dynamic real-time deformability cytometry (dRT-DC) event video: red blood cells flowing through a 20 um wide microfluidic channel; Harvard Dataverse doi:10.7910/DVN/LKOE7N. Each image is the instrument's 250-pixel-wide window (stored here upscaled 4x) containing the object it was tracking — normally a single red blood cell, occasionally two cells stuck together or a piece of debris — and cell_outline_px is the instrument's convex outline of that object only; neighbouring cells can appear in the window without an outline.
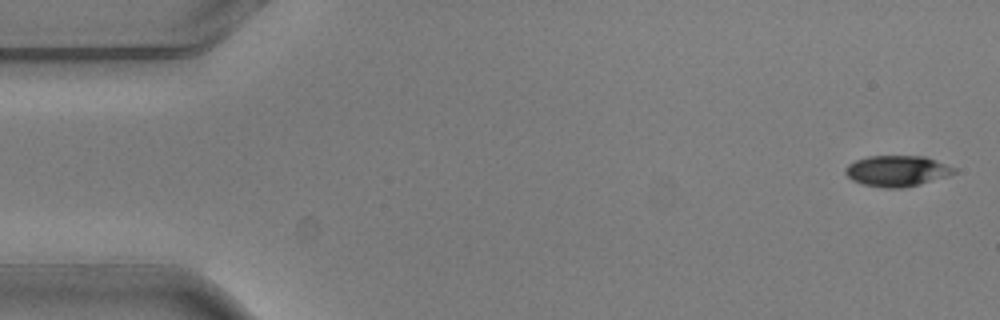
{"species": "common noctule bat (a hibernating species)", "species_latin": "Nyctalus noctula", "temperature_condition": "warm", "stored_images_in_passage": 4, "camera_frame_rate_fps": 3000, "um_per_image_px": 0.085, "animal": {"sex": "male", "body_mass_g": 20.5, "forearm_length_mm": 52.5}, "frame": {"image": 1, "passage_image": 1, "time_ms": 0.0, "image_size_px": [1000, 320], "cell_outline_px": [[956, 172], [948, 176], [920, 184], [904, 188], [884, 188], [864, 184], [852, 180], [844, 172], [844, 168], [848, 164], [856, 160], [868, 156], [924, 156], [936, 160], [956, 168]], "centroid_in_image_um": [76.25, 14.53], "position_along_channel_um": 8.8, "area_um2": 19.59}}